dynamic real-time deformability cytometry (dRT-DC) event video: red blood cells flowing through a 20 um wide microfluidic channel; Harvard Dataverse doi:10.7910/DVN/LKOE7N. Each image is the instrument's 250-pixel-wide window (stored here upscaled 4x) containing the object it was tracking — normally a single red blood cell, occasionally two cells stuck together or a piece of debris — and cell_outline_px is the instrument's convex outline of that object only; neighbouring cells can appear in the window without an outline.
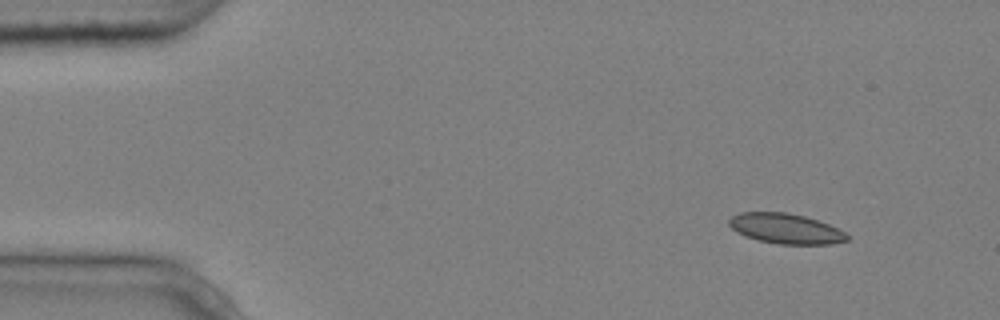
{"species": "common noctule bat (a hibernating species)", "species_latin": "Nyctalus noctula", "temperature_condition": "cold", "stored_images_in_passage": 6, "camera_frame_rate_fps": 3000, "um_per_image_px": 0.085, "animal": {"sex": "male", "body_mass_g": 20.4}, "frame": {"image": 1, "passage_image": 1, "time_ms": 0.0, "image_size_px": [1000, 320], "cell_outline_px": [[848, 240], [832, 244], [780, 244], [760, 240], [744, 236], [736, 232], [728, 224], [728, 220], [732, 216], [740, 212], [788, 212], [804, 216], [828, 224], [844, 232], [848, 236]], "centroid_in_image_um": [66.75, 19.43], "position_along_channel_um": 18.2, "area_um2": 20.63}}
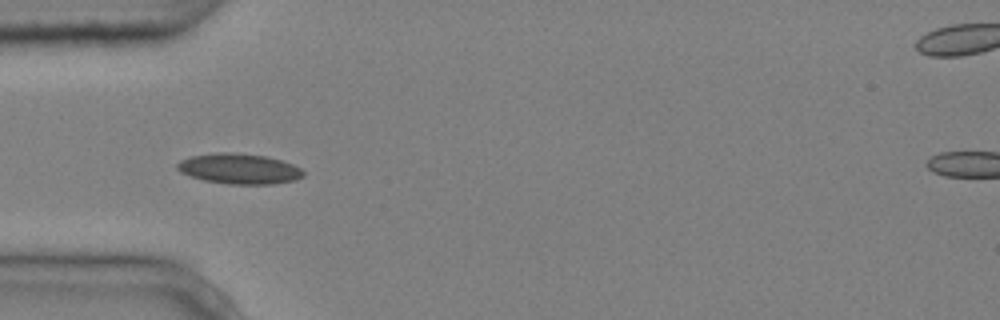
{"frame": {"image": 2, "passage_image": 4, "time_ms": 1.0, "image_size_px": [1000, 320], "cell_outline_px": [[304, 176], [296, 180], [272, 184], [228, 184], [204, 180], [180, 172], [176, 168], [176, 164], [180, 160], [192, 156], [220, 152], [236, 152], [264, 156], [280, 160], [292, 164], [300, 168], [304, 172]], "centroid_in_image_um": [20.33, 14.34], "position_along_channel_um": 64.7, "area_um2": 22.25}}